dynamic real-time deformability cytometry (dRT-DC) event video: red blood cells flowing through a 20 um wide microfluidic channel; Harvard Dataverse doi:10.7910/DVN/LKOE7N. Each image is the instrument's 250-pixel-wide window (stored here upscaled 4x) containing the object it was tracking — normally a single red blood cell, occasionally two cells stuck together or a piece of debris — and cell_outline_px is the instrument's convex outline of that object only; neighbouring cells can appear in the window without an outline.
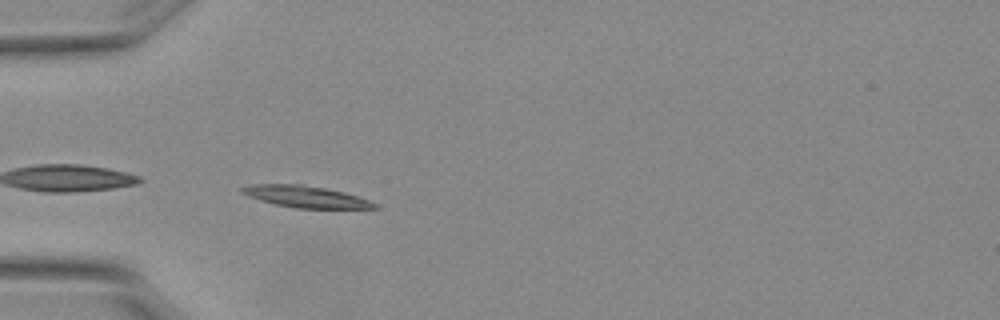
{"species": "Egyptian fruit bat (a non-hibernating species)", "species_latin": "Rousettus aegyptiacus", "temperature_condition": "warm", "stored_images_in_passage": 4, "segment_of_instrument_passage": [2, 2], "camera_frame_rate_fps": 3000, "um_per_image_px": 0.085, "animal": {"sex": "female"}, "frame": {"image": 1, "passage_image": 4, "time_ms": 1.0, "image_size_px": [1000, 320], "cell_outline_px": [[376, 208], [296, 208], [276, 204], [260, 200], [248, 196], [240, 192], [240, 188], [252, 184], [300, 184], [324, 188], [344, 192], [368, 200], [376, 204]], "centroid_in_image_um": [25.92, 16.71], "position_along_channel_um": 59.1, "area_um2": 16.42}}